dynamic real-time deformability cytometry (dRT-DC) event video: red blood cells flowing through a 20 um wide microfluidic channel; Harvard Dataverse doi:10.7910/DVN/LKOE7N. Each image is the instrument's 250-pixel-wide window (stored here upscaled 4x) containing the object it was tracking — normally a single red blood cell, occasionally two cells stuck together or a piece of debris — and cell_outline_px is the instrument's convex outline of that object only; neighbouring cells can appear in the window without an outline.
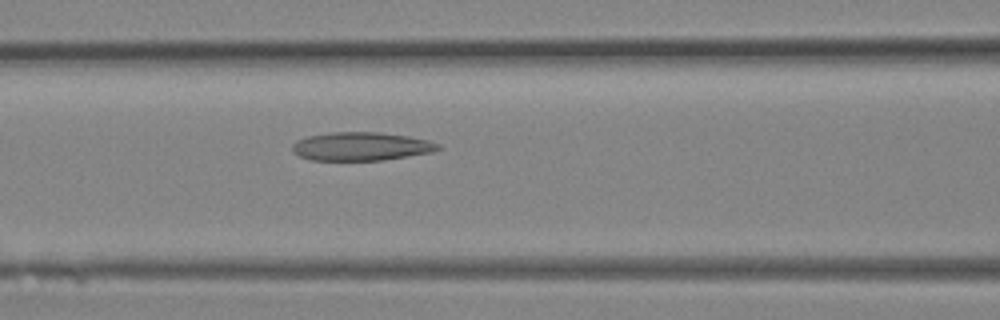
{"species": "Egyptian fruit bat (a non-hibernating species)", "species_latin": "Rousettus aegyptiacus", "temperature_condition": "room temperature", "stored_images_in_passage": 15, "camera_frame_rate_fps": 3000, "um_per_image_px": 0.085, "animal": {"sex": "female"}, "frame": {"image": 1, "passage_image": 13, "time_ms": 4.0, "image_size_px": [1000, 320], "cell_outline_px": [[444, 148], [432, 152], [384, 160], [312, 160], [300, 156], [292, 152], [292, 144], [296, 140], [308, 136], [332, 132], [376, 132], [408, 136], [428, 140], [440, 144]], "centroid_in_image_um": [30.71, 12.44], "position_along_channel_um": 135.9, "area_um2": 24.22}}
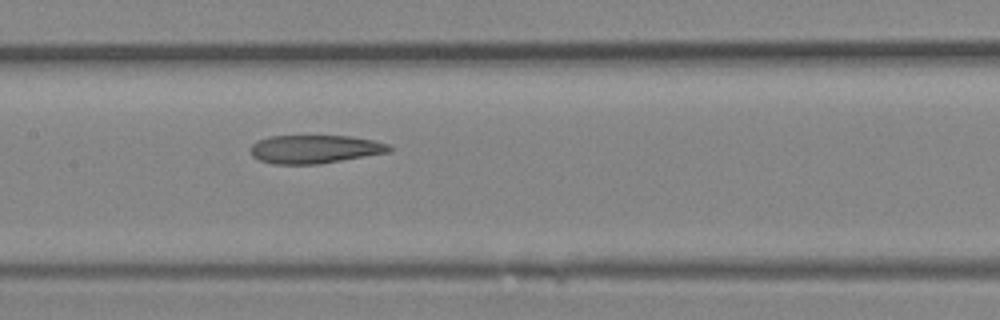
{"frame": {"image": 2, "passage_image": 15, "time_ms": 4.667, "image_size_px": [1000, 320], "cell_outline_px": [[392, 148], [388, 152], [320, 164], [272, 164], [260, 160], [252, 156], [248, 148], [256, 140], [268, 136], [352, 136], [392, 144]], "centroid_in_image_um": [26.72, 12.67], "position_along_channel_um": 180.7, "area_um2": 23.12}}